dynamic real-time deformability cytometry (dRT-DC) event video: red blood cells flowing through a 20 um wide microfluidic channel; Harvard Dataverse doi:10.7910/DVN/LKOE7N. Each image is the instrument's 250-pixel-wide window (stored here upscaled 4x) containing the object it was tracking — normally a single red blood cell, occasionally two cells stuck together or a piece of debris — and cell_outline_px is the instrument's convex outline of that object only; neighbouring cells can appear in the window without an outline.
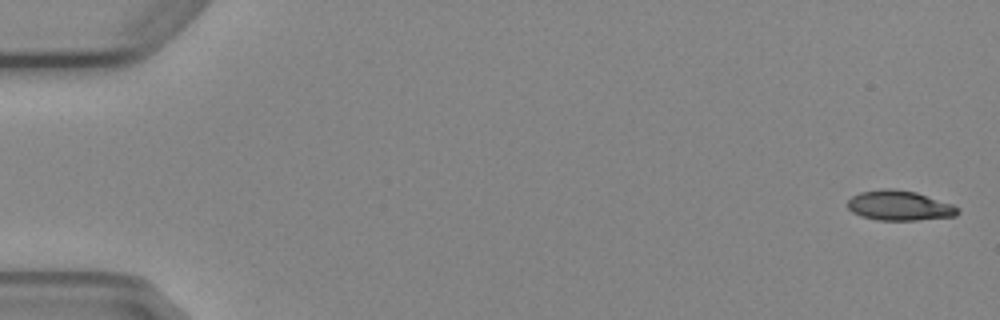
{"species": "Egyptian fruit bat (a non-hibernating species)", "species_latin": "Rousettus aegyptiacus", "temperature_condition": "cold", "stored_images_in_passage": 5, "camera_frame_rate_fps": 3000, "um_per_image_px": 0.085, "animal": {"sex": "female"}, "frame": {"image": 1, "passage_image": 1, "time_ms": 0.0, "image_size_px": [1000, 320], "cell_outline_px": [[960, 212], [956, 216], [916, 220], [876, 220], [860, 216], [852, 212], [848, 208], [848, 200], [852, 196], [860, 192], [880, 188], [892, 188], [916, 192], [952, 204], [960, 208]], "centroid_in_image_um": [76.44, 17.47], "position_along_channel_um": 8.6, "area_um2": 19.36}}
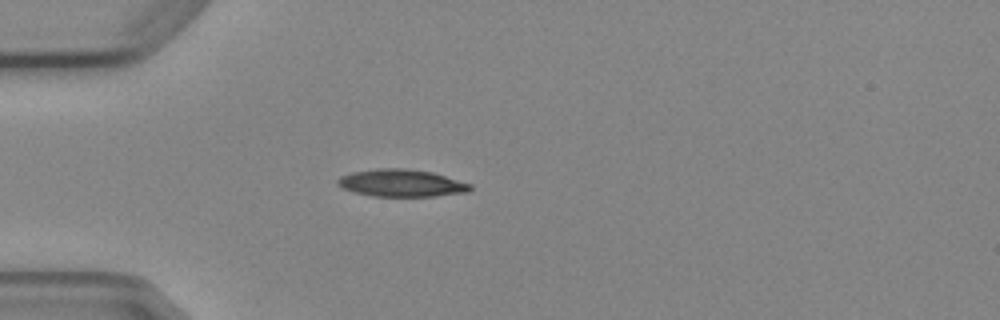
{"frame": {"image": 2, "passage_image": 5, "time_ms": 4.667, "image_size_px": [1000, 320], "cell_outline_px": [[472, 188], [468, 192], [436, 196], [372, 196], [356, 192], [344, 188], [336, 184], [336, 180], [340, 176], [352, 172], [376, 168], [404, 168], [432, 172], [472, 184]], "centroid_in_image_um": [34.12, 15.55], "position_along_channel_um": 50.9, "area_um2": 21.1}}